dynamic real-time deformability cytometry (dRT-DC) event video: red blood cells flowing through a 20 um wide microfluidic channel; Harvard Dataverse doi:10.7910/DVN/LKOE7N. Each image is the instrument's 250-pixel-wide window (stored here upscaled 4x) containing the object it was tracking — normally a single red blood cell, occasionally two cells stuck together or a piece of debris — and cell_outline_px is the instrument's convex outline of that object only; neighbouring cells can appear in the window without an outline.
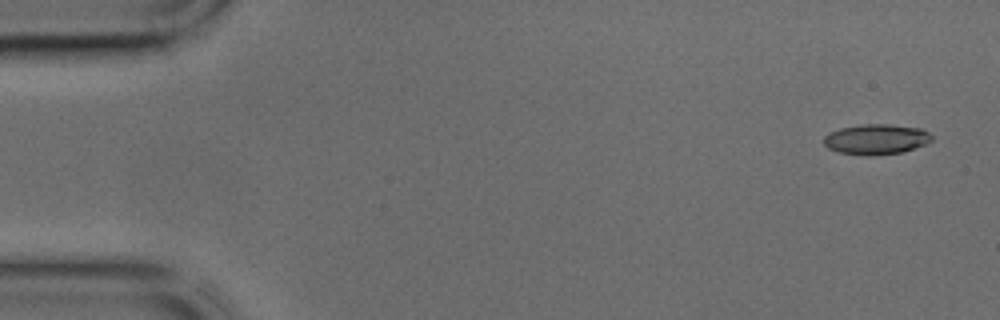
{"species": "common noctule bat (a hibernating species)", "species_latin": "Nyctalus noctula", "temperature_condition": "cold", "stored_images_in_passage": 40, "camera_frame_rate_fps": 3000, "um_per_image_px": 0.085, "animal": {"sex": "male", "body_mass_g": 17.9, "forearm_length_mm": 54.2}, "frame": {"image": 1, "passage_image": 2, "time_ms": 0.333, "image_size_px": [1000, 320], "cell_outline_px": [[932, 140], [924, 144], [904, 152], [868, 156], [840, 152], [828, 148], [824, 144], [824, 136], [828, 132], [840, 128], [864, 124], [888, 124], [920, 128], [928, 132], [932, 136]], "centroid_in_image_um": [74.46, 11.83], "position_along_channel_um": 10.5, "area_um2": 19.02}}
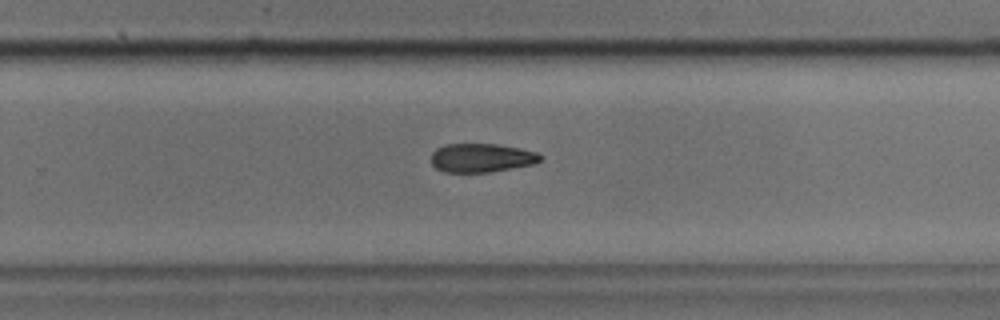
{"frame": {"image": 2, "passage_image": 28, "time_ms": 9.0, "image_size_px": [1000, 320], "cell_outline_px": [[544, 156], [536, 164], [488, 172], [444, 172], [436, 168], [432, 164], [432, 152], [436, 148], [444, 144], [496, 144], [536, 152]], "centroid_in_image_um": [40.92, 13.42], "position_along_channel_um": 288.9, "area_um2": 18.26}}
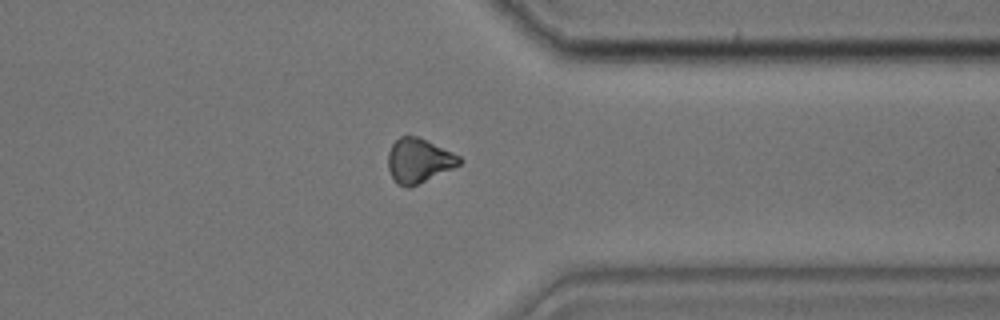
{"frame": {"image": 3, "passage_image": 34, "time_ms": 11.0, "image_size_px": [1000, 320], "cell_outline_px": [[464, 160], [460, 164], [452, 168], [408, 188], [396, 184], [388, 168], [388, 152], [392, 144], [400, 136], [416, 136], [452, 152], [460, 156]], "centroid_in_image_um": [35.57, 13.65], "position_along_channel_um": 375.8, "area_um2": 18.15}}